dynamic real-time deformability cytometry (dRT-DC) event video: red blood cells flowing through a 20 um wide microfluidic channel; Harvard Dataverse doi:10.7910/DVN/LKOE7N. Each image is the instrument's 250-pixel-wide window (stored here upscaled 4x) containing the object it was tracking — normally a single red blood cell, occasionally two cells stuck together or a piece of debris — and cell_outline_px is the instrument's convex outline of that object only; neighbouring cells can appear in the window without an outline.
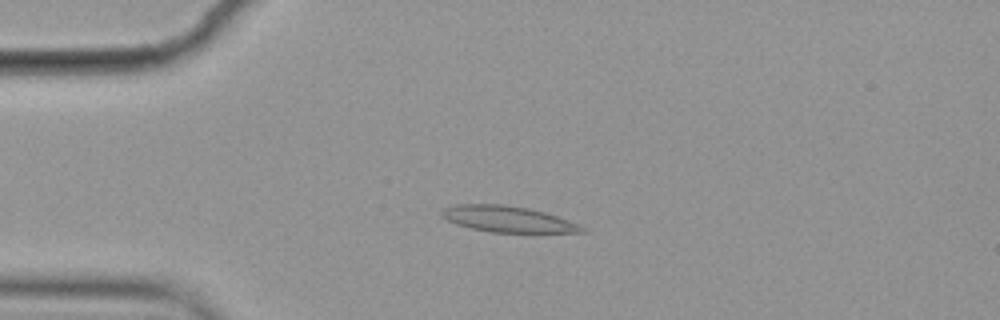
{"species": "common noctule bat (a hibernating species)", "species_latin": "Nyctalus noctula", "temperature_condition": "cold", "stored_images_in_passage": 5, "camera_frame_rate_fps": 3000, "um_per_image_px": 0.085, "animal": {"sex": "female", "body_mass_g": 19.9}, "frame": {"image": 1, "passage_image": 3, "time_ms": 0.667, "image_size_px": [1000, 320], "cell_outline_px": [[588, 232], [492, 232], [472, 228], [456, 224], [440, 216], [440, 212], [444, 208], [456, 204], [504, 204], [528, 208], [544, 212], [556, 216], [576, 224], [584, 228]], "centroid_in_image_um": [43.09, 18.61], "position_along_channel_um": 41.9, "area_um2": 20.98}}
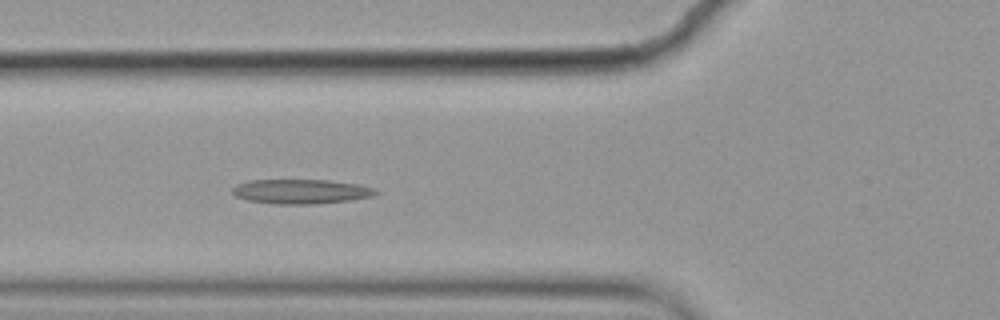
{"frame": {"image": 2, "passage_image": 5, "time_ms": 1.333, "image_size_px": [1000, 320], "cell_outline_px": [[380, 192], [372, 196], [352, 200], [316, 204], [272, 204], [248, 200], [236, 196], [232, 192], [232, 188], [236, 184], [248, 180], [328, 180], [356, 184], [372, 188]], "centroid_in_image_um": [25.55, 16.28], "position_along_channel_um": 100.2, "area_um2": 20.52}}